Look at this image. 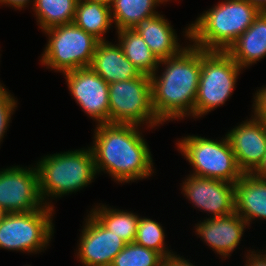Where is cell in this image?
<instances>
[{
	"instance_id": "cell-1",
	"label": "cell",
	"mask_w": 266,
	"mask_h": 266,
	"mask_svg": "<svg viewBox=\"0 0 266 266\" xmlns=\"http://www.w3.org/2000/svg\"><path fill=\"white\" fill-rule=\"evenodd\" d=\"M136 125L98 124L91 150L96 174L109 173L118 182L151 176L153 160Z\"/></svg>"
},
{
	"instance_id": "cell-2",
	"label": "cell",
	"mask_w": 266,
	"mask_h": 266,
	"mask_svg": "<svg viewBox=\"0 0 266 266\" xmlns=\"http://www.w3.org/2000/svg\"><path fill=\"white\" fill-rule=\"evenodd\" d=\"M166 65L160 77L150 76L152 106L157 119L163 123L169 119L194 116L201 73V49L193 44L179 54L160 60Z\"/></svg>"
},
{
	"instance_id": "cell-3",
	"label": "cell",
	"mask_w": 266,
	"mask_h": 266,
	"mask_svg": "<svg viewBox=\"0 0 266 266\" xmlns=\"http://www.w3.org/2000/svg\"><path fill=\"white\" fill-rule=\"evenodd\" d=\"M260 12L246 0H225L202 13L186 29V36L200 49L227 51Z\"/></svg>"
},
{
	"instance_id": "cell-4",
	"label": "cell",
	"mask_w": 266,
	"mask_h": 266,
	"mask_svg": "<svg viewBox=\"0 0 266 266\" xmlns=\"http://www.w3.org/2000/svg\"><path fill=\"white\" fill-rule=\"evenodd\" d=\"M39 193L47 197H61L86 187L96 175L91 148L45 156L36 165Z\"/></svg>"
},
{
	"instance_id": "cell-5",
	"label": "cell",
	"mask_w": 266,
	"mask_h": 266,
	"mask_svg": "<svg viewBox=\"0 0 266 266\" xmlns=\"http://www.w3.org/2000/svg\"><path fill=\"white\" fill-rule=\"evenodd\" d=\"M242 68L226 51L201 49V73L194 117H201L223 105L231 96Z\"/></svg>"
},
{
	"instance_id": "cell-6",
	"label": "cell",
	"mask_w": 266,
	"mask_h": 266,
	"mask_svg": "<svg viewBox=\"0 0 266 266\" xmlns=\"http://www.w3.org/2000/svg\"><path fill=\"white\" fill-rule=\"evenodd\" d=\"M49 35L41 63L62 73L91 65L100 42L74 23L57 25L44 30Z\"/></svg>"
},
{
	"instance_id": "cell-7",
	"label": "cell",
	"mask_w": 266,
	"mask_h": 266,
	"mask_svg": "<svg viewBox=\"0 0 266 266\" xmlns=\"http://www.w3.org/2000/svg\"><path fill=\"white\" fill-rule=\"evenodd\" d=\"M160 124L152 106V86L149 75L109 84V123L136 125Z\"/></svg>"
},
{
	"instance_id": "cell-8",
	"label": "cell",
	"mask_w": 266,
	"mask_h": 266,
	"mask_svg": "<svg viewBox=\"0 0 266 266\" xmlns=\"http://www.w3.org/2000/svg\"><path fill=\"white\" fill-rule=\"evenodd\" d=\"M183 138L178 148L194 167L193 175L234 184L243 175L227 136L219 142L194 135Z\"/></svg>"
},
{
	"instance_id": "cell-9",
	"label": "cell",
	"mask_w": 266,
	"mask_h": 266,
	"mask_svg": "<svg viewBox=\"0 0 266 266\" xmlns=\"http://www.w3.org/2000/svg\"><path fill=\"white\" fill-rule=\"evenodd\" d=\"M41 209L26 213H7L0 222V248L38 252L53 234V206L45 201Z\"/></svg>"
},
{
	"instance_id": "cell-10",
	"label": "cell",
	"mask_w": 266,
	"mask_h": 266,
	"mask_svg": "<svg viewBox=\"0 0 266 266\" xmlns=\"http://www.w3.org/2000/svg\"><path fill=\"white\" fill-rule=\"evenodd\" d=\"M0 171V206L7 213H26L45 206L36 167L13 166ZM43 204V205H42Z\"/></svg>"
},
{
	"instance_id": "cell-11",
	"label": "cell",
	"mask_w": 266,
	"mask_h": 266,
	"mask_svg": "<svg viewBox=\"0 0 266 266\" xmlns=\"http://www.w3.org/2000/svg\"><path fill=\"white\" fill-rule=\"evenodd\" d=\"M81 108L98 124L109 123V84L90 67L63 73Z\"/></svg>"
},
{
	"instance_id": "cell-12",
	"label": "cell",
	"mask_w": 266,
	"mask_h": 266,
	"mask_svg": "<svg viewBox=\"0 0 266 266\" xmlns=\"http://www.w3.org/2000/svg\"><path fill=\"white\" fill-rule=\"evenodd\" d=\"M187 180V181H186ZM182 192L195 207L213 214L212 218L235 211V184L226 181L189 175Z\"/></svg>"
},
{
	"instance_id": "cell-13",
	"label": "cell",
	"mask_w": 266,
	"mask_h": 266,
	"mask_svg": "<svg viewBox=\"0 0 266 266\" xmlns=\"http://www.w3.org/2000/svg\"><path fill=\"white\" fill-rule=\"evenodd\" d=\"M85 220L77 257L85 266H111L127 243L107 230L92 214Z\"/></svg>"
},
{
	"instance_id": "cell-14",
	"label": "cell",
	"mask_w": 266,
	"mask_h": 266,
	"mask_svg": "<svg viewBox=\"0 0 266 266\" xmlns=\"http://www.w3.org/2000/svg\"><path fill=\"white\" fill-rule=\"evenodd\" d=\"M227 136L239 169L251 173L266 153V123L256 118L245 121L228 132Z\"/></svg>"
},
{
	"instance_id": "cell-15",
	"label": "cell",
	"mask_w": 266,
	"mask_h": 266,
	"mask_svg": "<svg viewBox=\"0 0 266 266\" xmlns=\"http://www.w3.org/2000/svg\"><path fill=\"white\" fill-rule=\"evenodd\" d=\"M248 223L235 211L231 214L207 218L198 223L196 231L204 242L224 258L237 247Z\"/></svg>"
},
{
	"instance_id": "cell-16",
	"label": "cell",
	"mask_w": 266,
	"mask_h": 266,
	"mask_svg": "<svg viewBox=\"0 0 266 266\" xmlns=\"http://www.w3.org/2000/svg\"><path fill=\"white\" fill-rule=\"evenodd\" d=\"M89 67L108 84L131 80L141 75L140 71L125 57L120 45H114L108 41L98 43Z\"/></svg>"
},
{
	"instance_id": "cell-17",
	"label": "cell",
	"mask_w": 266,
	"mask_h": 266,
	"mask_svg": "<svg viewBox=\"0 0 266 266\" xmlns=\"http://www.w3.org/2000/svg\"><path fill=\"white\" fill-rule=\"evenodd\" d=\"M172 28L160 14L142 19L133 27L159 61L173 57L184 49L180 48L177 34Z\"/></svg>"
},
{
	"instance_id": "cell-18",
	"label": "cell",
	"mask_w": 266,
	"mask_h": 266,
	"mask_svg": "<svg viewBox=\"0 0 266 266\" xmlns=\"http://www.w3.org/2000/svg\"><path fill=\"white\" fill-rule=\"evenodd\" d=\"M235 212L248 226L254 218L266 219V180L243 173L235 183Z\"/></svg>"
},
{
	"instance_id": "cell-19",
	"label": "cell",
	"mask_w": 266,
	"mask_h": 266,
	"mask_svg": "<svg viewBox=\"0 0 266 266\" xmlns=\"http://www.w3.org/2000/svg\"><path fill=\"white\" fill-rule=\"evenodd\" d=\"M241 67L266 56V11H261L252 25L226 51Z\"/></svg>"
},
{
	"instance_id": "cell-20",
	"label": "cell",
	"mask_w": 266,
	"mask_h": 266,
	"mask_svg": "<svg viewBox=\"0 0 266 266\" xmlns=\"http://www.w3.org/2000/svg\"><path fill=\"white\" fill-rule=\"evenodd\" d=\"M111 6L100 1L78 0L73 23L96 39L106 41L103 35L112 26Z\"/></svg>"
},
{
	"instance_id": "cell-21",
	"label": "cell",
	"mask_w": 266,
	"mask_h": 266,
	"mask_svg": "<svg viewBox=\"0 0 266 266\" xmlns=\"http://www.w3.org/2000/svg\"><path fill=\"white\" fill-rule=\"evenodd\" d=\"M119 45L125 57L140 71L141 74L153 75L160 61L150 50L144 39L134 29L117 31Z\"/></svg>"
},
{
	"instance_id": "cell-22",
	"label": "cell",
	"mask_w": 266,
	"mask_h": 266,
	"mask_svg": "<svg viewBox=\"0 0 266 266\" xmlns=\"http://www.w3.org/2000/svg\"><path fill=\"white\" fill-rule=\"evenodd\" d=\"M163 2L167 0H113L110 6L116 30L133 29L142 19L158 14L155 6Z\"/></svg>"
},
{
	"instance_id": "cell-23",
	"label": "cell",
	"mask_w": 266,
	"mask_h": 266,
	"mask_svg": "<svg viewBox=\"0 0 266 266\" xmlns=\"http://www.w3.org/2000/svg\"><path fill=\"white\" fill-rule=\"evenodd\" d=\"M107 230L123 239L127 244L135 241L140 217L102 205L90 212Z\"/></svg>"
},
{
	"instance_id": "cell-24",
	"label": "cell",
	"mask_w": 266,
	"mask_h": 266,
	"mask_svg": "<svg viewBox=\"0 0 266 266\" xmlns=\"http://www.w3.org/2000/svg\"><path fill=\"white\" fill-rule=\"evenodd\" d=\"M78 0H34L37 22L42 31L73 23Z\"/></svg>"
},
{
	"instance_id": "cell-25",
	"label": "cell",
	"mask_w": 266,
	"mask_h": 266,
	"mask_svg": "<svg viewBox=\"0 0 266 266\" xmlns=\"http://www.w3.org/2000/svg\"><path fill=\"white\" fill-rule=\"evenodd\" d=\"M162 259L158 252L132 242L115 256L111 266H159Z\"/></svg>"
},
{
	"instance_id": "cell-26",
	"label": "cell",
	"mask_w": 266,
	"mask_h": 266,
	"mask_svg": "<svg viewBox=\"0 0 266 266\" xmlns=\"http://www.w3.org/2000/svg\"><path fill=\"white\" fill-rule=\"evenodd\" d=\"M164 238L163 228L158 222L148 218L139 219L135 243L158 252L164 258L172 253L164 247Z\"/></svg>"
},
{
	"instance_id": "cell-27",
	"label": "cell",
	"mask_w": 266,
	"mask_h": 266,
	"mask_svg": "<svg viewBox=\"0 0 266 266\" xmlns=\"http://www.w3.org/2000/svg\"><path fill=\"white\" fill-rule=\"evenodd\" d=\"M16 102L15 98L7 92L5 87L0 90V142L9 125L8 123L11 120V115L15 107H17Z\"/></svg>"
},
{
	"instance_id": "cell-28",
	"label": "cell",
	"mask_w": 266,
	"mask_h": 266,
	"mask_svg": "<svg viewBox=\"0 0 266 266\" xmlns=\"http://www.w3.org/2000/svg\"><path fill=\"white\" fill-rule=\"evenodd\" d=\"M254 97V116L266 123V87L258 90Z\"/></svg>"
},
{
	"instance_id": "cell-29",
	"label": "cell",
	"mask_w": 266,
	"mask_h": 266,
	"mask_svg": "<svg viewBox=\"0 0 266 266\" xmlns=\"http://www.w3.org/2000/svg\"><path fill=\"white\" fill-rule=\"evenodd\" d=\"M159 266H195L192 265V263L188 262L184 258L182 259L181 257H177V255L173 254H168L166 257H164L160 263Z\"/></svg>"
},
{
	"instance_id": "cell-30",
	"label": "cell",
	"mask_w": 266,
	"mask_h": 266,
	"mask_svg": "<svg viewBox=\"0 0 266 266\" xmlns=\"http://www.w3.org/2000/svg\"><path fill=\"white\" fill-rule=\"evenodd\" d=\"M255 251H252L251 255H247L246 266H266V254H254ZM250 255V256H249Z\"/></svg>"
},
{
	"instance_id": "cell-31",
	"label": "cell",
	"mask_w": 266,
	"mask_h": 266,
	"mask_svg": "<svg viewBox=\"0 0 266 266\" xmlns=\"http://www.w3.org/2000/svg\"><path fill=\"white\" fill-rule=\"evenodd\" d=\"M251 174L257 178L266 180V153L263 155L262 161L251 172Z\"/></svg>"
},
{
	"instance_id": "cell-32",
	"label": "cell",
	"mask_w": 266,
	"mask_h": 266,
	"mask_svg": "<svg viewBox=\"0 0 266 266\" xmlns=\"http://www.w3.org/2000/svg\"><path fill=\"white\" fill-rule=\"evenodd\" d=\"M30 0H0L1 4H7L14 8H20L26 7L27 3H29ZM34 2V0H33Z\"/></svg>"
},
{
	"instance_id": "cell-33",
	"label": "cell",
	"mask_w": 266,
	"mask_h": 266,
	"mask_svg": "<svg viewBox=\"0 0 266 266\" xmlns=\"http://www.w3.org/2000/svg\"><path fill=\"white\" fill-rule=\"evenodd\" d=\"M255 5L260 11H266V0H246Z\"/></svg>"
},
{
	"instance_id": "cell-34",
	"label": "cell",
	"mask_w": 266,
	"mask_h": 266,
	"mask_svg": "<svg viewBox=\"0 0 266 266\" xmlns=\"http://www.w3.org/2000/svg\"><path fill=\"white\" fill-rule=\"evenodd\" d=\"M7 212L0 206V222L4 219Z\"/></svg>"
},
{
	"instance_id": "cell-35",
	"label": "cell",
	"mask_w": 266,
	"mask_h": 266,
	"mask_svg": "<svg viewBox=\"0 0 266 266\" xmlns=\"http://www.w3.org/2000/svg\"><path fill=\"white\" fill-rule=\"evenodd\" d=\"M91 1H100V2H103L105 4L111 5L113 0H91Z\"/></svg>"
}]
</instances>
